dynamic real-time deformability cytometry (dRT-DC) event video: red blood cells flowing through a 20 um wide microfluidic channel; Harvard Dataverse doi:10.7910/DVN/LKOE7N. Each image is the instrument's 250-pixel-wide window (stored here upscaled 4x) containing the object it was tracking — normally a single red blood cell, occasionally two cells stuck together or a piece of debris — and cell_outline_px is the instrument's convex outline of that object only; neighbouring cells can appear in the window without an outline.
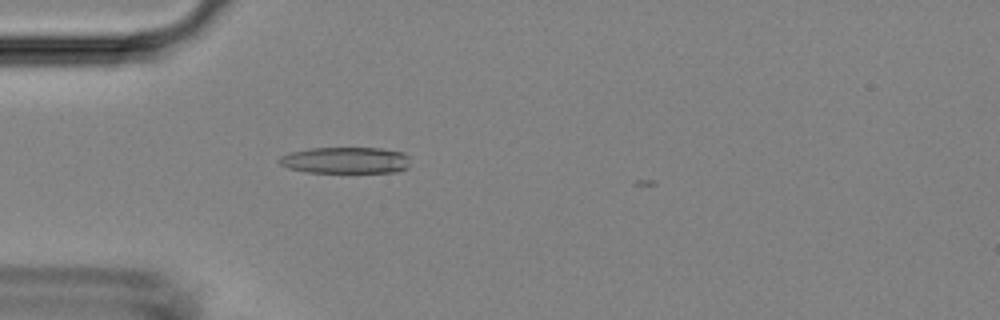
{"species": "Egyptian fruit bat (a non-hibernating species)", "species_latin": "Rousettus aegyptiacus", "temperature_condition": "room temperature", "stored_images_in_passage": 4, "camera_frame_rate_fps": 3000, "um_per_image_px": 0.085, "animal": {"sex": "female"}, "frame": {"image": 1, "passage_image": 4, "time_ms": 3.667, "image_size_px": [1000, 320], "cell_outline_px": [[408, 168], [396, 172], [304, 172], [288, 168], [280, 164], [276, 160], [280, 156], [288, 152], [312, 148], [380, 148], [404, 152], [408, 156]], "centroid_in_image_um": [29.34, 13.62], "position_along_channel_um": 55.7, "area_um2": 20.35}}